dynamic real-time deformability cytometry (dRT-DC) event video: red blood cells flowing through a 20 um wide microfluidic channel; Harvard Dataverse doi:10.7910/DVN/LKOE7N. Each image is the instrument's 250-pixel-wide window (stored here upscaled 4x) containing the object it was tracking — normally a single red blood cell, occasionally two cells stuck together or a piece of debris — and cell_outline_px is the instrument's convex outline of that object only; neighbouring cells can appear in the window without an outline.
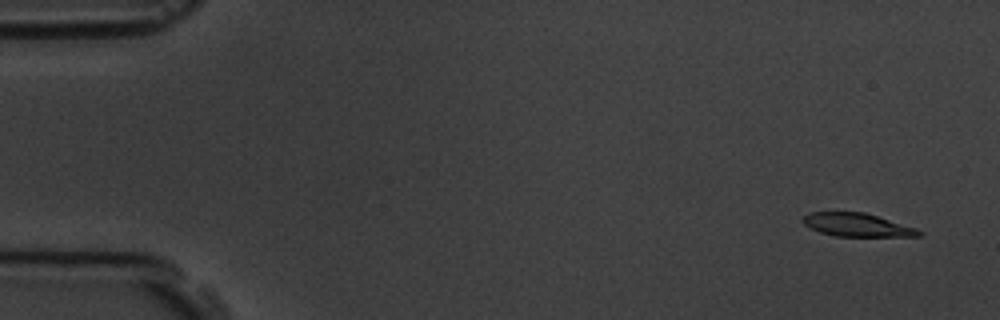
{"species": "common noctule bat (a hibernating species)", "species_latin": "Nyctalus noctula", "temperature_condition": "room temperature", "stored_images_in_passage": 4, "camera_frame_rate_fps": 3000, "um_per_image_px": 0.085, "animal": {"sex": "male", "body_mass_g": 19.5, "forearm_length_mm": 54.6}, "frame": {"image": 1, "passage_image": 1, "time_ms": 0.0, "image_size_px": [1000, 320], "cell_outline_px": [[924, 232], [920, 236], [836, 236], [820, 232], [804, 224], [800, 220], [808, 212], [864, 212], [916, 228]], "centroid_in_image_um": [72.83, 19.11], "position_along_channel_um": 12.2, "area_um2": 15.61}}
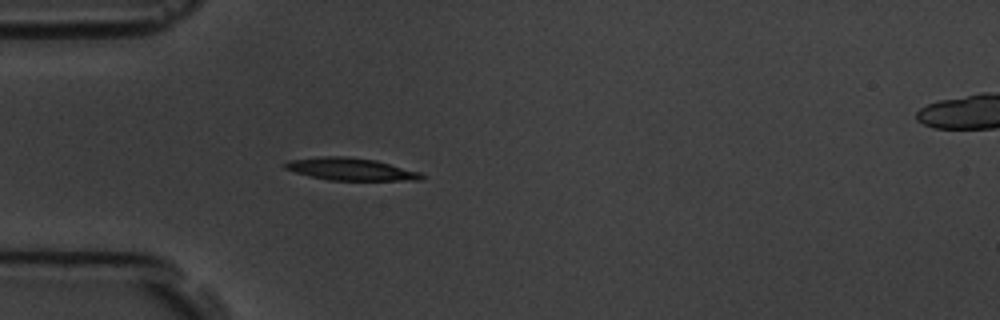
{"frame": {"image": 2, "passage_image": 4, "time_ms": 4.333, "image_size_px": [1000, 320], "cell_outline_px": [[428, 176], [420, 180], [328, 180], [308, 176], [284, 168], [284, 164], [288, 160], [320, 156], [344, 156], [376, 160], [420, 172]], "centroid_in_image_um": [29.81, 14.37], "position_along_channel_um": 55.2, "area_um2": 17.86}}